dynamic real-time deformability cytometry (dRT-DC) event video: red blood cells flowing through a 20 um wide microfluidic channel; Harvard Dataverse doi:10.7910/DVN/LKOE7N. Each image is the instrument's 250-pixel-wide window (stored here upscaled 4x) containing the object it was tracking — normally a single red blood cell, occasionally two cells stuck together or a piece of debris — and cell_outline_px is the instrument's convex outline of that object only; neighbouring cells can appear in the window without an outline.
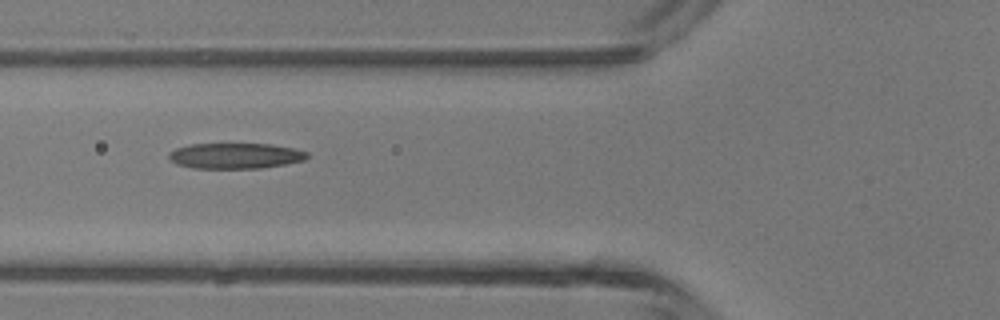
{"species": "common noctule bat (a hibernating species)", "species_latin": "Nyctalus noctula", "temperature_condition": "room temperature", "stored_images_in_passage": 6, "camera_frame_rate_fps": 3000, "um_per_image_px": 0.085, "animal": {"sex": "male", "body_mass_g": 13.3}, "frame": {"image": 1, "passage_image": 4, "time_ms": 1.0, "image_size_px": [1000, 320], "cell_outline_px": [[308, 156], [304, 160], [288, 164], [260, 168], [192, 168], [176, 164], [168, 156], [168, 152], [176, 148], [188, 144], [272, 144], [292, 148], [308, 152]], "centroid_in_image_um": [19.99, 13.24], "position_along_channel_um": 105.8, "area_um2": 20.69}}
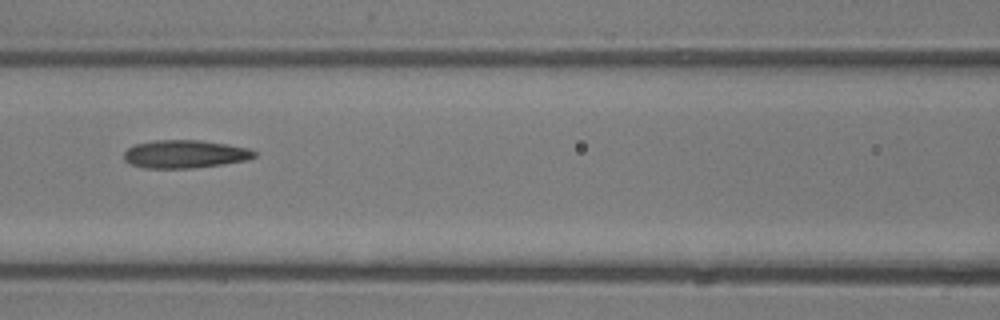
{"frame": {"image": 2, "passage_image": 5, "time_ms": 1.333, "image_size_px": [1000, 320], "cell_outline_px": [[256, 156], [248, 160], [224, 164], [192, 168], [144, 168], [132, 164], [124, 160], [124, 152], [128, 148], [136, 144], [156, 140], [200, 140], [228, 144], [248, 148], [256, 152]], "centroid_in_image_um": [15.74, 13.1], "position_along_channel_um": 150.9, "area_um2": 21.33}}
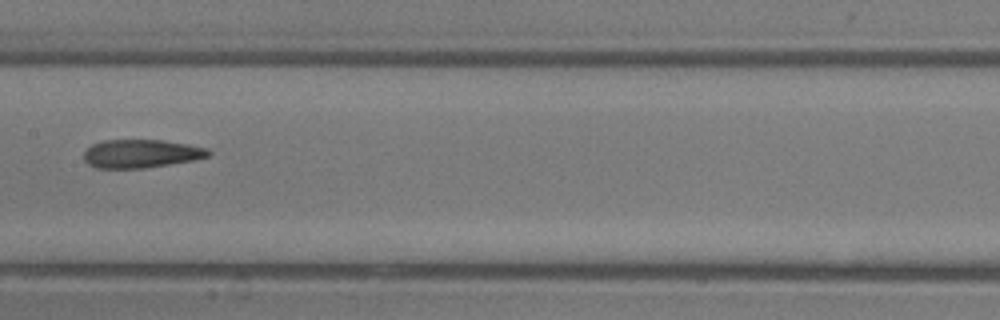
{"frame": {"image": 3, "passage_image": 6, "time_ms": 1.667, "image_size_px": [1000, 320], "cell_outline_px": [[212, 152], [208, 156], [196, 160], [144, 168], [96, 168], [88, 164], [84, 160], [84, 152], [92, 144], [104, 140], [164, 140], [188, 144], [208, 148]], "centroid_in_image_um": [12.02, 13.06], "position_along_channel_um": 195.4, "area_um2": 20.69}}